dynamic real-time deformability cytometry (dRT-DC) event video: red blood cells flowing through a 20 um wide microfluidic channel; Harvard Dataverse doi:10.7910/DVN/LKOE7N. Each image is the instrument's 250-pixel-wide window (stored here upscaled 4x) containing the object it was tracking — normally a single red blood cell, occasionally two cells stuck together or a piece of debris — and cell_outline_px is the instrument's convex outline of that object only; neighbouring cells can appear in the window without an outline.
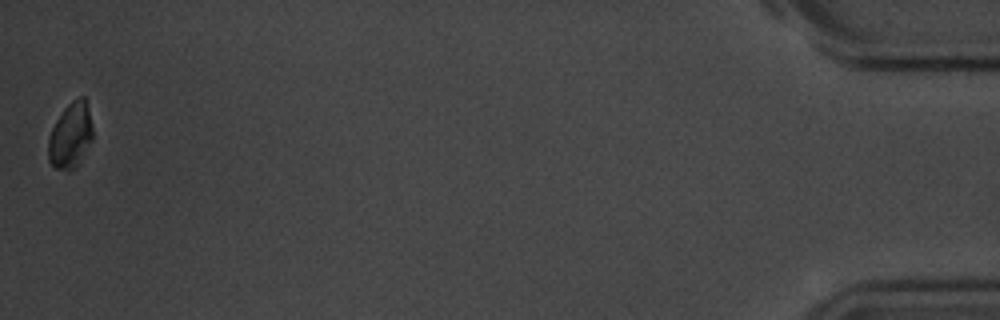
{"species": "common noctule bat (a hibernating species)", "species_latin": "Nyctalus noctula", "temperature_condition": "room temperature", "stored_images_in_passage": 16, "camera_frame_rate_fps": 3000, "um_per_image_px": 0.085, "animal": {"sex": "male", "body_mass_g": 20.1, "forearm_length_mm": 53.5}, "frame": {"image": 1, "passage_image": 16, "time_ms": 18.0, "image_size_px": [1000, 320], "cell_outline_px": [[92, 140], [76, 168], [68, 172], [56, 168], [48, 160], [48, 140], [52, 128], [56, 120], [64, 108], [72, 100], [80, 96], [84, 96], [92, 128]], "centroid_in_image_um": [5.98, 11.55], "position_along_channel_um": 429.2, "area_um2": 16.88}}